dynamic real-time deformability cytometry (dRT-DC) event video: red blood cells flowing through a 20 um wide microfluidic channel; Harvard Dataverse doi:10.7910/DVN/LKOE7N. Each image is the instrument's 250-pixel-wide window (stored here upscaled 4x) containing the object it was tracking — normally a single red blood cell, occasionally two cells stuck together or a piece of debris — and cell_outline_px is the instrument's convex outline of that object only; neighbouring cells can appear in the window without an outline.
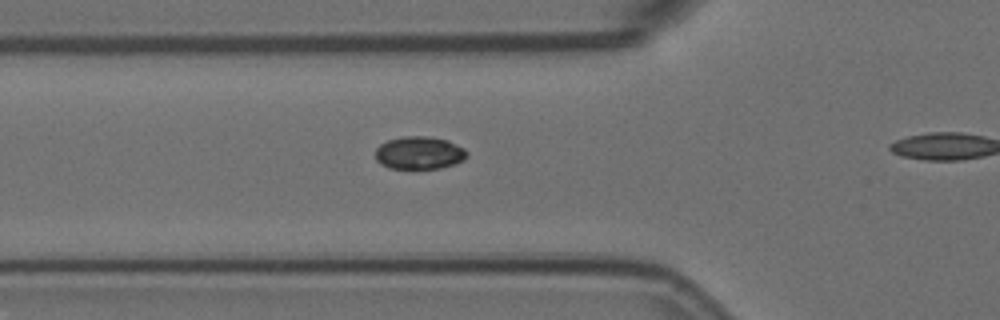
{"species": "Egyptian fruit bat (a non-hibernating species)", "species_latin": "Rousettus aegyptiacus", "temperature_condition": "room temperature", "stored_images_in_passage": 19, "camera_frame_rate_fps": 3000, "um_per_image_px": 0.085, "animal": {"sex": "female"}, "frame": {"image": 1, "passage_image": 14, "time_ms": 4.333, "image_size_px": [1000, 320], "cell_outline_px": [[468, 156], [464, 160], [456, 164], [440, 168], [412, 172], [388, 168], [380, 164], [376, 160], [376, 148], [380, 144], [388, 140], [400, 136], [428, 136], [448, 140], [464, 148], [468, 152]], "centroid_in_image_um": [35.63, 13.04], "position_along_channel_um": 90.2, "area_um2": 18.44}}